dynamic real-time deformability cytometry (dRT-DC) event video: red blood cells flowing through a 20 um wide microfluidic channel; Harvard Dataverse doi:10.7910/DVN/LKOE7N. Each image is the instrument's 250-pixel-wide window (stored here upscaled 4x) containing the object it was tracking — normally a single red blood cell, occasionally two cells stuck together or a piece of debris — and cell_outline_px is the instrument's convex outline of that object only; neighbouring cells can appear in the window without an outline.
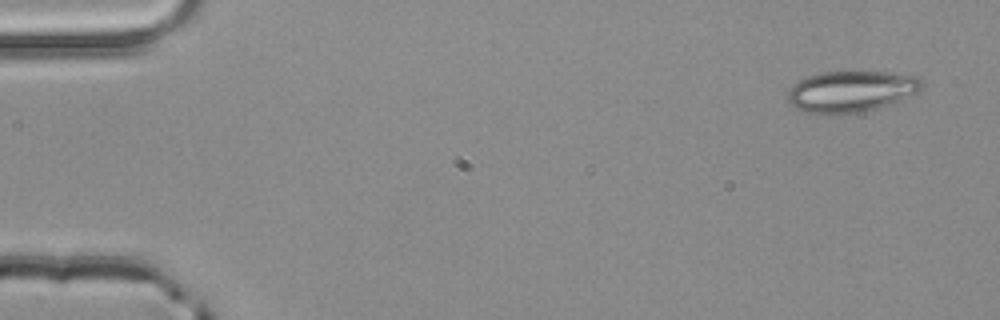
{"species": "common noctule bat (a hibernating species)", "species_latin": "Nyctalus noctula", "temperature_condition": "room temperature", "stored_images_in_passage": 5, "segment_of_instrument_passage": [2, 2], "camera_frame_rate_fps": 3000, "um_per_image_px": 0.085, "animal": {"sex": "male", "body_mass_g": 20.4}, "frame": {"image": 1, "passage_image": 5, "time_ms": 1.333, "image_size_px": [1000, 320], "cell_outline_px": [[924, 88], [904, 100], [876, 108], [860, 112], [828, 116], [816, 116], [804, 112], [788, 104], [788, 92], [792, 84], [808, 76], [824, 72], [888, 72], [916, 76], [924, 84]], "centroid_in_image_um": [72.32, 7.81], "position_along_channel_um": 12.7, "area_um2": 32.89}}